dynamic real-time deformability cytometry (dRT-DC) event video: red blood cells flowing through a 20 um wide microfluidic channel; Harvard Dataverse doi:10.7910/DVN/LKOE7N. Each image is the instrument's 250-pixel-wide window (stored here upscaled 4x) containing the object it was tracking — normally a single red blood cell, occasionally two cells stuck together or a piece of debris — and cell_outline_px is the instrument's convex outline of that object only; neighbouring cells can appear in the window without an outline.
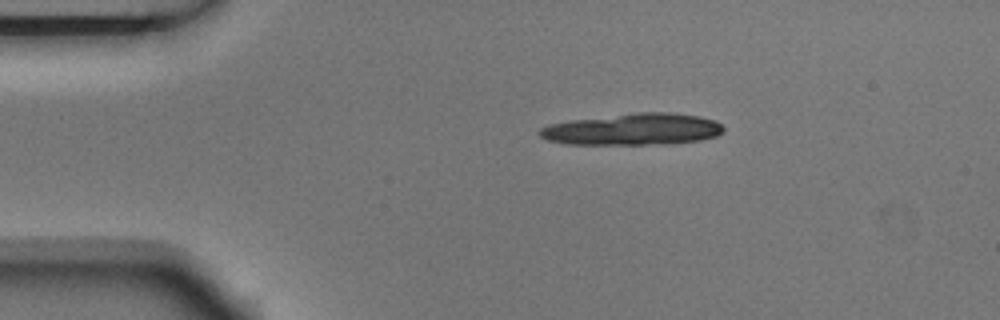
{"species": "Egyptian fruit bat (a non-hibernating species)", "species_latin": "Rousettus aegyptiacus", "temperature_condition": "room temperature", "stored_images_in_passage": 2, "camera_frame_rate_fps": 3000, "um_per_image_px": 0.085, "animal": {"sex": "male"}, "frame": {"image": 1, "passage_image": 1, "time_ms": 0.0, "image_size_px": [1000, 320], "cell_outline_px": [[724, 132], [716, 136], [700, 140], [668, 144], [564, 144], [548, 140], [540, 136], [536, 132], [540, 128], [548, 124], [572, 120], [636, 112], [672, 112], [700, 116], [716, 120], [724, 128]], "centroid_in_image_um": [53.81, 10.99], "position_along_channel_um": 31.2, "area_um2": 34.16}}